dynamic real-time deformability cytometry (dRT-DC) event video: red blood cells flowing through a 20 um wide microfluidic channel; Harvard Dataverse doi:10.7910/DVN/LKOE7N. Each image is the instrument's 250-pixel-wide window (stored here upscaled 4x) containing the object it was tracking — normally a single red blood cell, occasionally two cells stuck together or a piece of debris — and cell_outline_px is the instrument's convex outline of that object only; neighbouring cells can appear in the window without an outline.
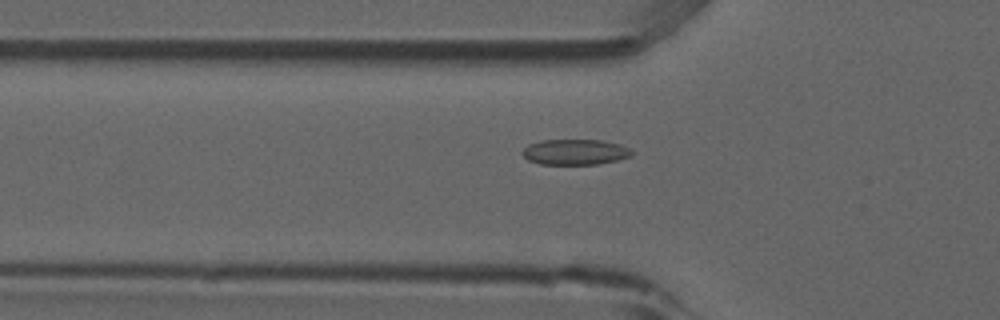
{"species": "common noctule bat (a hibernating species)", "species_latin": "Nyctalus noctula", "temperature_condition": "room temperature", "stored_images_in_passage": 40, "camera_frame_rate_fps": 3000, "um_per_image_px": 0.085, "animal": {"sex": "male", "forearm_length_mm": 52.5}, "frame": {"image": 1, "passage_image": 5, "time_ms": 1.333, "image_size_px": [1000, 320], "cell_outline_px": [[632, 156], [600, 164], [540, 164], [528, 160], [520, 152], [528, 144], [540, 140], [600, 140], [620, 144], [628, 148], [632, 152]], "centroid_in_image_um": [48.85, 12.92], "position_along_channel_um": 77.0, "area_um2": 16.3}}
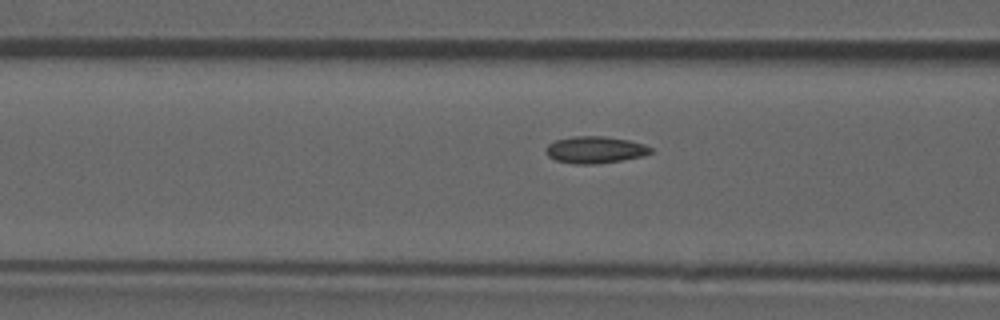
{"frame": {"image": 2, "passage_image": 8, "time_ms": 2.333, "image_size_px": [1000, 320], "cell_outline_px": [[652, 152], [644, 156], [596, 164], [572, 164], [556, 160], [548, 156], [544, 148], [548, 144], [556, 140], [572, 136], [604, 136], [628, 140], [644, 144], [652, 148]], "centroid_in_image_um": [50.56, 12.73], "position_along_channel_um": 116.0, "area_um2": 16.47}}
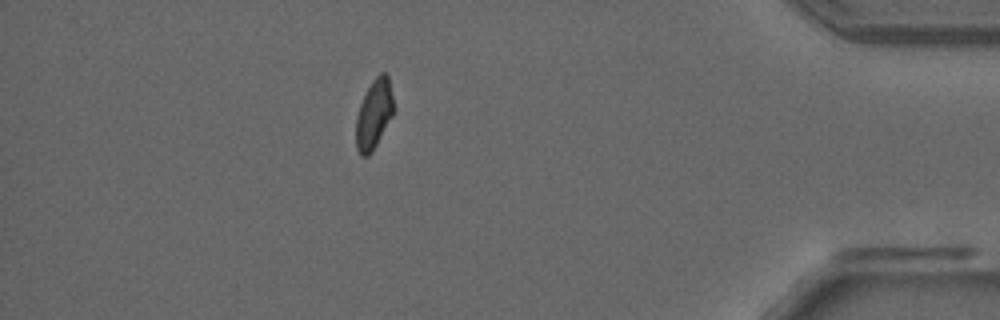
{"frame": {"image": 3, "passage_image": 34, "time_ms": 11.0, "image_size_px": [1000, 320], "cell_outline_px": [[392, 116], [372, 152], [368, 156], [360, 156], [356, 148], [356, 120], [360, 104], [372, 80], [380, 72], [384, 72], [388, 76], [392, 96]], "centroid_in_image_um": [31.76, 9.72], "position_along_channel_um": 403.4, "area_um2": 14.91}, "authors_computed_cell_mechanics": {"area_um2": 15.6349, "velocity_mm_per_s": 3.8446, "shape_relaxation_time_tau1_ms": null, "shape_relaxation_time_tau2_ms": 2.1537, "deformation_change_tau1": null, "deformation_change_tau2": 0.0705}}